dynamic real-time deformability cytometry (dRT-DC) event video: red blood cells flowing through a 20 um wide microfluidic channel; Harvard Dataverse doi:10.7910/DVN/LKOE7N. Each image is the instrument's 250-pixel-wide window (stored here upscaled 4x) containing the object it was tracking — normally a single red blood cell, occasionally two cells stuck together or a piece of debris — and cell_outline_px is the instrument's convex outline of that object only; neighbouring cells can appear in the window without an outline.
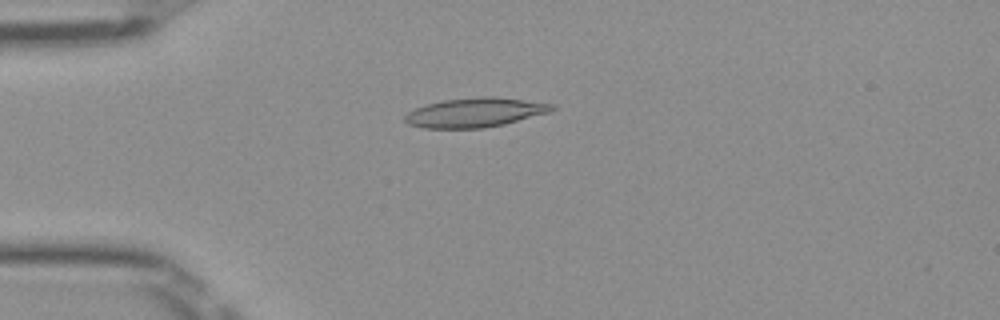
{"species": "Egyptian fruit bat (a non-hibernating species)", "species_latin": "Rousettus aegyptiacus", "temperature_condition": "room temperature", "stored_images_in_passage": 50, "camera_frame_rate_fps": 3000, "um_per_image_px": 0.085, "frame": {"image": 1, "passage_image": 13, "time_ms": 4.0, "image_size_px": [1000, 320], "cell_outline_px": [[556, 108], [548, 112], [504, 124], [484, 128], [424, 128], [408, 124], [404, 120], [404, 116], [408, 112], [416, 108], [428, 104], [444, 100], [480, 96], [492, 96], [556, 104]], "centroid_in_image_um": [40.37, 9.56], "position_along_channel_um": 44.6, "area_um2": 24.97}}
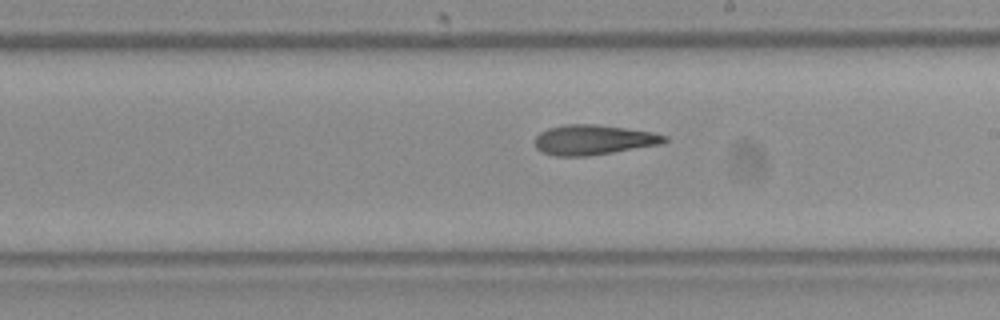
{"frame": {"image": 2, "passage_image": 29, "time_ms": 9.333, "image_size_px": [1000, 320], "cell_outline_px": [[668, 140], [664, 144], [588, 156], [556, 156], [540, 152], [536, 148], [536, 136], [540, 132], [548, 128], [564, 124], [596, 124], [652, 132], [668, 136]], "centroid_in_image_um": [50.46, 11.89], "position_along_channel_um": 238.5, "area_um2": 22.77}}
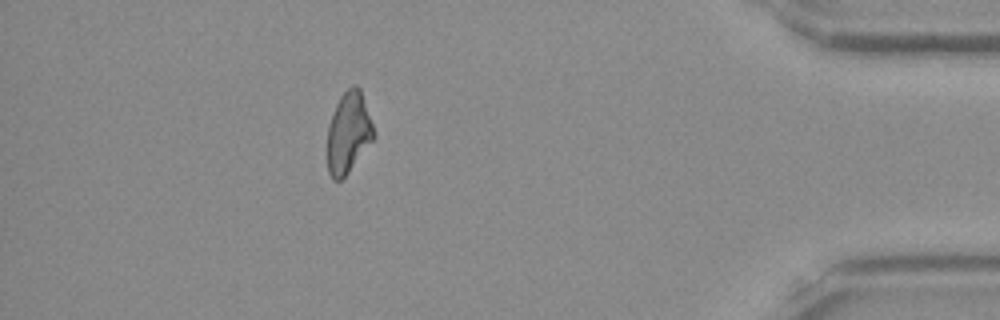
{"frame": {"image": 3, "passage_image": 45, "time_ms": 14.667, "image_size_px": [1000, 320], "cell_outline_px": [[376, 136], [348, 172], [340, 180], [332, 180], [328, 172], [328, 124], [336, 104], [340, 96], [352, 84], [356, 84], [360, 88]], "centroid_in_image_um": [29.61, 11.26], "position_along_channel_um": 405.6, "area_um2": 21.68}, "authors_computed_cell_mechanics": {"area_um2": 22.8021, "velocity_mm_per_s": 4.0195, "shape_relaxation_time_tau1_ms": null, "shape_relaxation_time_tau2_ms": 6.6802, "deformation_change_tau1": null, "deformation_change_tau2": 0.1891}}